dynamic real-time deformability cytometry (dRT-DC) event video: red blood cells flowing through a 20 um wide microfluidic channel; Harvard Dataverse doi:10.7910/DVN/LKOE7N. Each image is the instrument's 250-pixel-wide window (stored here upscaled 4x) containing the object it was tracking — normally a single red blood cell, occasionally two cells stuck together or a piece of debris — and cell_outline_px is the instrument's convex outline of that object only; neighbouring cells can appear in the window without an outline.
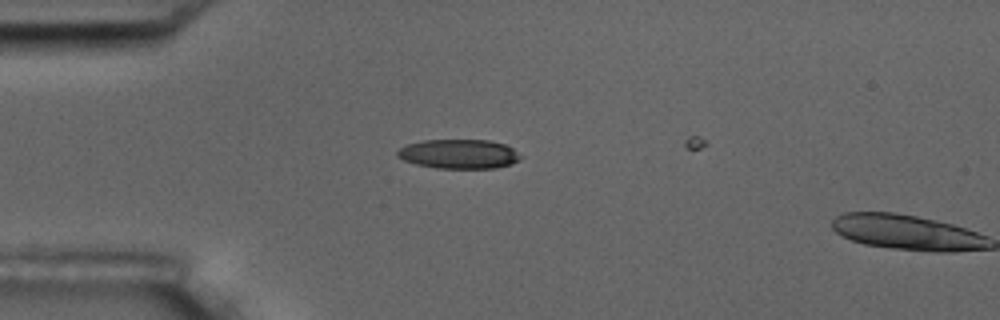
{"species": "common noctule bat (a hibernating species)", "species_latin": "Nyctalus noctula", "temperature_condition": "room temperature", "stored_images_in_passage": 5, "camera_frame_rate_fps": 3000, "um_per_image_px": 0.085, "animal": {"sex": "male", "body_mass_g": 17.5, "forearm_length_mm": 52.3}, "frame": {"image": 1, "passage_image": 4, "time_ms": 3.667, "image_size_px": [1000, 320], "cell_outline_px": [[524, 156], [520, 160], [512, 164], [496, 168], [436, 168], [416, 164], [404, 160], [396, 156], [396, 152], [400, 148], [408, 144], [424, 140], [488, 140], [504, 144], [512, 148]], "centroid_in_image_um": [39.04, 13.09], "position_along_channel_um": 46.0, "area_um2": 21.15}}